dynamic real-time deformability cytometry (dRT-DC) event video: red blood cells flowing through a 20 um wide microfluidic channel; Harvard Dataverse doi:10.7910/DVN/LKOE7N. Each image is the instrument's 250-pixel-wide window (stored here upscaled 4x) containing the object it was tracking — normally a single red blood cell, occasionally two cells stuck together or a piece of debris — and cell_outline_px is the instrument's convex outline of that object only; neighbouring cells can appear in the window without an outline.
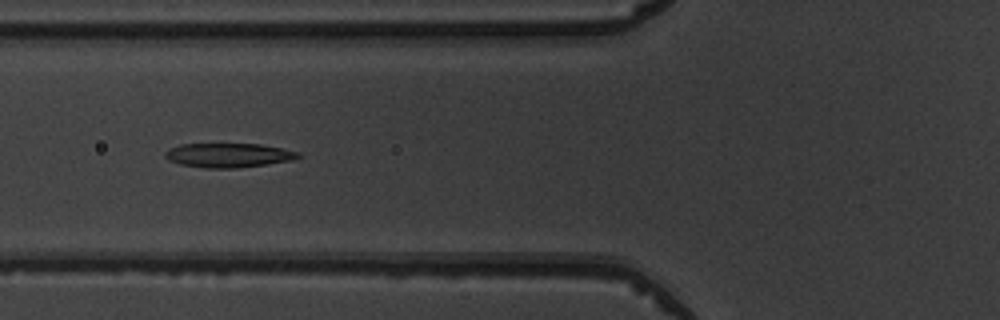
{"species": "common noctule bat (a hibernating species)", "species_latin": "Nyctalus noctula", "temperature_condition": "warm", "stored_images_in_passage": 8, "camera_frame_rate_fps": 3000, "um_per_image_px": 0.085, "animal": {"sex": "male", "body_mass_g": 19.5, "forearm_length_mm": 54.6}, "frame": {"image": 1, "passage_image": 6, "time_ms": 6.333, "image_size_px": [1000, 320], "cell_outline_px": [[304, 156], [292, 160], [236, 168], [204, 168], [180, 164], [168, 160], [164, 156], [164, 152], [168, 148], [180, 144], [260, 144], [300, 152]], "centroid_in_image_um": [19.39, 13.19], "position_along_channel_um": 106.4, "area_um2": 18.84}}
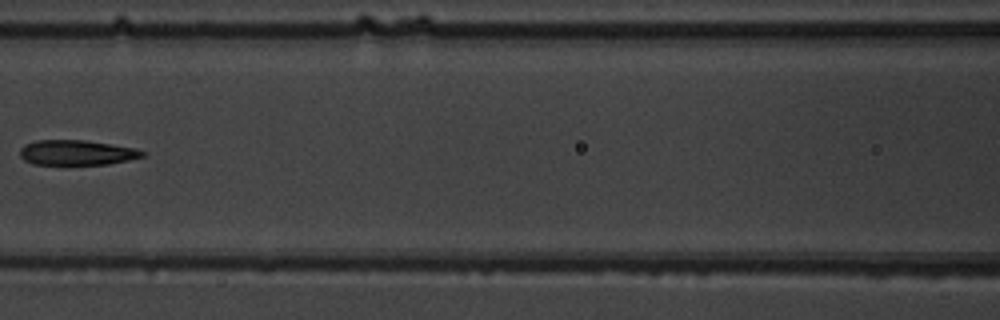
{"frame": {"image": 2, "passage_image": 7, "time_ms": 7.667, "image_size_px": [1000, 320], "cell_outline_px": [[148, 152], [144, 156], [128, 160], [108, 164], [32, 164], [24, 160], [20, 156], [20, 148], [24, 144], [36, 140], [84, 140], [112, 144], [136, 148]], "centroid_in_image_um": [6.53, 12.96], "position_along_channel_um": 160.1, "area_um2": 17.98}}
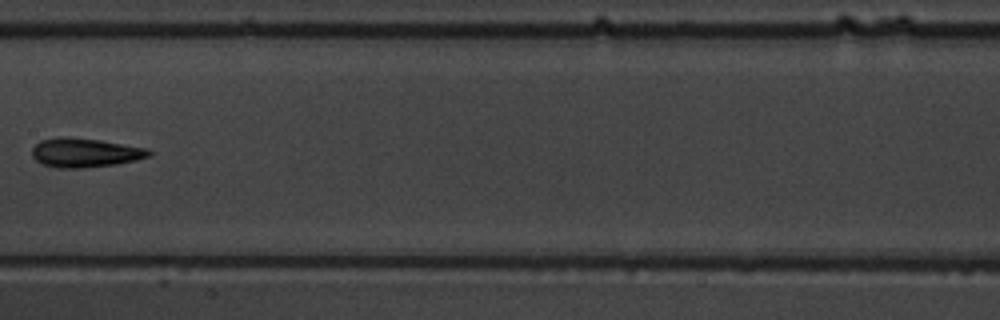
{"frame": {"image": 3, "passage_image": 8, "time_ms": 8.667, "image_size_px": [1000, 320], "cell_outline_px": [[152, 156], [136, 160], [116, 164], [84, 168], [56, 168], [40, 164], [32, 156], [32, 148], [40, 140], [60, 136], [68, 136], [100, 140], [148, 148], [152, 152]], "centroid_in_image_um": [7.22, 12.97], "position_along_channel_um": 200.2, "area_um2": 20.17}}